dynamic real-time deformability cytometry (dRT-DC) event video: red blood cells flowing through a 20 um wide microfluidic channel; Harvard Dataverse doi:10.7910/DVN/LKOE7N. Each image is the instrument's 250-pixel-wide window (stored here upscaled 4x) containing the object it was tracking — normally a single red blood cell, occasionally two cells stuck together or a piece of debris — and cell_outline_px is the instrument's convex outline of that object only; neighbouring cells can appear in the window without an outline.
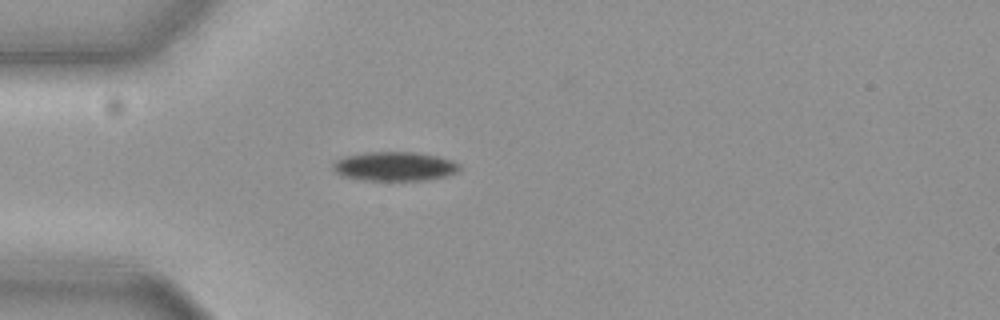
{"species": "common noctule bat (a hibernating species)", "species_latin": "Nyctalus noctula", "temperature_condition": "cold", "stored_images_in_passage": 57, "camera_frame_rate_fps": 3000, "um_per_image_px": 0.085, "animal": {"sex": "female", "body_mass_g": 19.3, "forearm_length_mm": 54.1}, "frame": {"image": 1, "passage_image": 16, "time_ms": 5.0, "image_size_px": [1000, 320], "cell_outline_px": [[460, 168], [456, 172], [448, 176], [428, 180], [364, 180], [344, 176], [336, 172], [332, 168], [332, 164], [336, 160], [348, 156], [368, 152], [412, 152], [436, 156], [452, 160], [460, 164]], "centroid_in_image_um": [33.57, 14.15], "position_along_channel_um": 51.4, "area_um2": 21.33}}
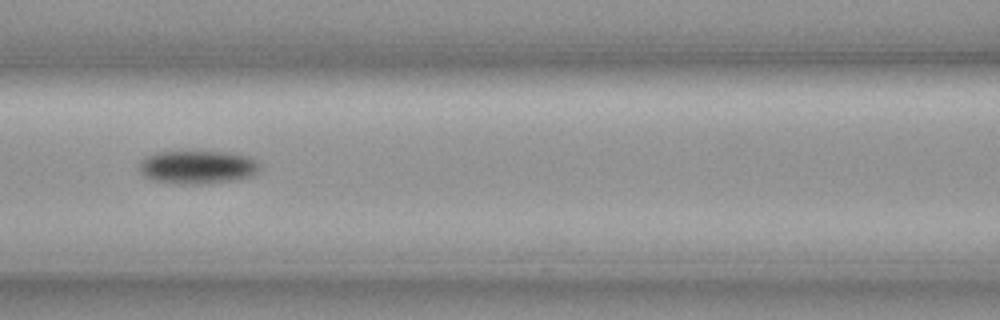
{"frame": {"image": 2, "passage_image": 25, "time_ms": 8.0, "image_size_px": [1000, 320], "cell_outline_px": [[260, 168], [252, 176], [236, 180], [200, 184], [180, 184], [152, 180], [144, 176], [140, 172], [140, 160], [156, 152], [232, 152], [248, 156], [256, 160], [260, 164]], "centroid_in_image_um": [16.81, 14.21], "position_along_channel_um": 149.8, "area_um2": 23.47}}
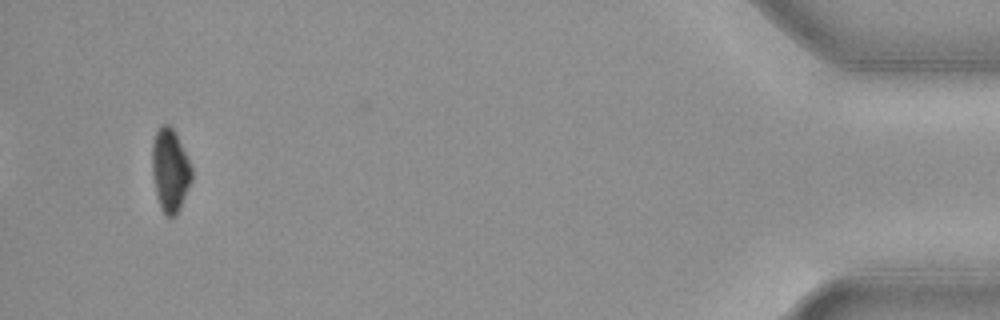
{"frame": {"image": 3, "passage_image": 54, "time_ms": 17.667, "image_size_px": [1000, 320], "cell_outline_px": [[192, 180], [180, 208], [176, 216], [164, 216], [160, 208], [156, 196], [152, 176], [152, 144], [156, 132], [160, 124], [168, 124], [172, 128], [192, 168]], "centroid_in_image_um": [14.43, 14.52], "position_along_channel_um": 420.8, "area_um2": 19.13}, "authors_computed_cell_mechanics": {"area_um2": 21.3282, "velocity_mm_per_s": 3.6564, "shape_relaxation_time_tau1_ms": 7.6591, "shape_relaxation_time_tau2_ms": null, "deformation_change_tau1": 0.1377, "deformation_change_tau2": null}}